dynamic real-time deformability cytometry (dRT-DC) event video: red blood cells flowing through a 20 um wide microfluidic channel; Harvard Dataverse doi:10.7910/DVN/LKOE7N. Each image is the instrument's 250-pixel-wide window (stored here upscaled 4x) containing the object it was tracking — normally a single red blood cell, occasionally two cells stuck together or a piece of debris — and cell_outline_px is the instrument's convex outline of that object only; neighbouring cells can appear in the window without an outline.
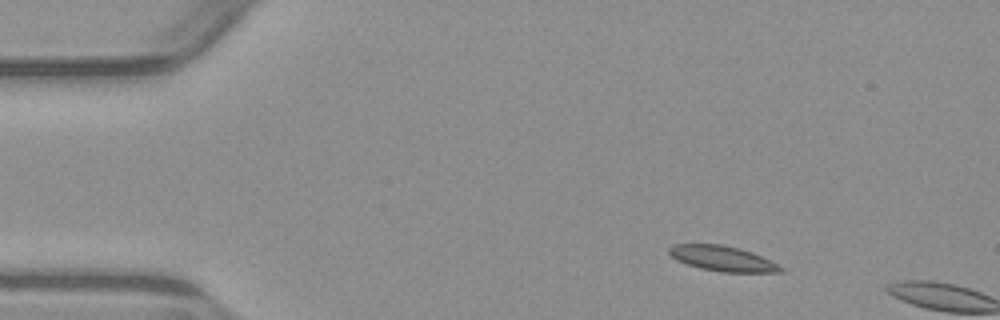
{"species": "common noctule bat (a hibernating species)", "species_latin": "Nyctalus noctula", "temperature_condition": "warm", "stored_images_in_passage": 3, "camera_frame_rate_fps": 3000, "um_per_image_px": 0.085, "animal": {"sex": "male", "body_mass_g": 23.1, "forearm_length_mm": 52.7}, "frame": {"image": 1, "passage_image": 2, "time_ms": 1.333, "image_size_px": [1000, 320], "cell_outline_px": [[784, 272], [720, 272], [700, 268], [676, 260], [668, 252], [668, 248], [672, 244], [720, 244], [740, 248], [752, 252], [784, 268]], "centroid_in_image_um": [61.38, 21.97], "position_along_channel_um": 23.6, "area_um2": 16.3}}